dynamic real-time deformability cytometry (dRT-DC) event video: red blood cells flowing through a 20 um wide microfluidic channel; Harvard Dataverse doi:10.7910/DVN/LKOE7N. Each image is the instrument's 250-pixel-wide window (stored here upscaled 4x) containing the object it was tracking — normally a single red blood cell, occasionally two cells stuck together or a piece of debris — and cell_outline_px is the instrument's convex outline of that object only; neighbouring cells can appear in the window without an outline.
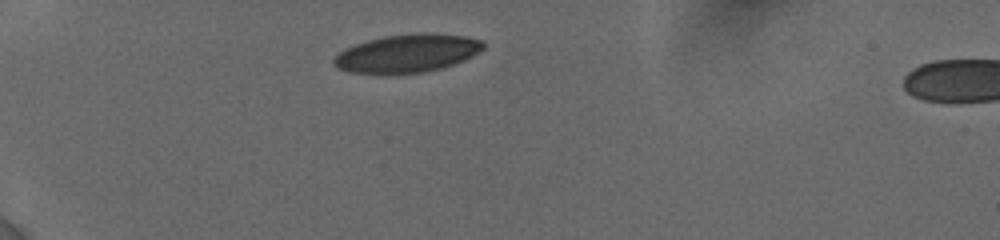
{"species": "human", "species_latin": "Homo sapiens", "temperature_condition": "cold", "stored_images_in_passage": 48, "camera_frame_rate_fps": 3000, "um_per_image_px": 0.085, "donor": {"sex": "female"}, "frame": {"image": 1, "passage_image": 1, "time_ms": 0.0, "image_size_px": [1000, 240], "cell_outline_px": [[484, 48], [472, 56], [456, 64], [444, 68], [424, 72], [388, 76], [384, 76], [348, 72], [336, 68], [332, 64], [332, 60], [344, 48], [368, 40], [384, 36], [420, 32], [432, 32], [464, 36], [480, 40], [484, 44]], "centroid_in_image_um": [34.57, 4.57], "position_along_channel_um": 50.4, "area_um2": 34.16}}
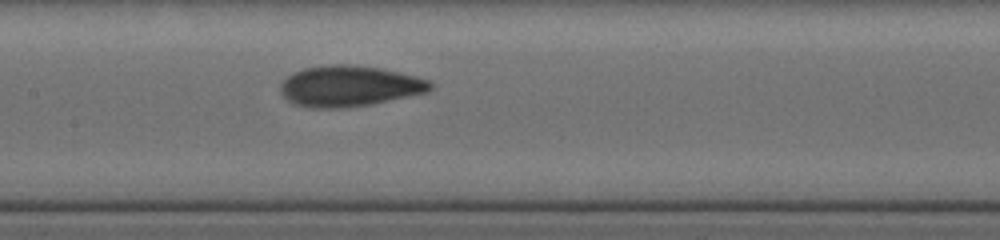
{"frame": {"image": 2, "passage_image": 15, "time_ms": 4.333, "image_size_px": [1000, 240], "cell_outline_px": [[432, 88], [428, 92], [372, 104], [344, 108], [312, 108], [292, 104], [280, 92], [280, 84], [292, 72], [304, 68], [328, 64], [348, 64], [380, 68], [416, 76], [432, 80]], "centroid_in_image_um": [29.69, 7.32], "position_along_channel_um": 177.7, "area_um2": 35.95}}
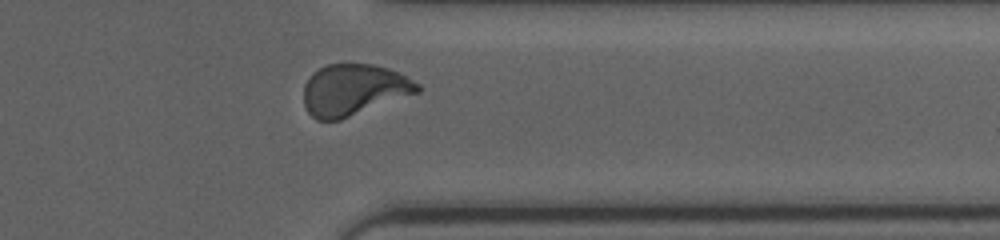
{"frame": {"image": 3, "passage_image": 37, "time_ms": 9.667, "image_size_px": [1000, 240], "cell_outline_px": [[420, 92], [340, 120], [316, 120], [308, 112], [304, 104], [304, 84], [312, 72], [328, 64], [372, 64], [388, 68], [420, 84]], "centroid_in_image_um": [30.05, 7.64], "position_along_channel_um": 381.4, "area_um2": 33.99}, "authors_computed_cell_mechanics": {"area_um2": 33.9286, "velocity_mm_per_s": 3.829, "shape_relaxation_time_tau1_ms": 4.573, "shape_relaxation_time_tau2_ms": 1.3144, "deformation_change_tau1": 0.1731, "deformation_change_tau2": 0.0569}}